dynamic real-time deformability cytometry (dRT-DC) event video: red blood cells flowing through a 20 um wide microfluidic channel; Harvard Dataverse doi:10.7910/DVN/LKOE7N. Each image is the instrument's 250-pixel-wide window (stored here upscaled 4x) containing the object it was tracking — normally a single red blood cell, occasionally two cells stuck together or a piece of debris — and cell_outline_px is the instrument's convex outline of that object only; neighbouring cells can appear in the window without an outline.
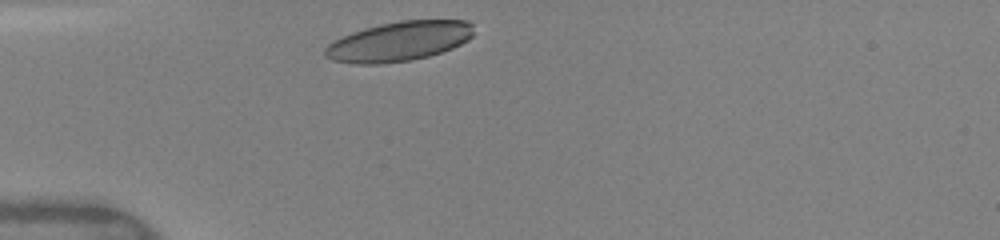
{"species": "human", "species_latin": "Homo sapiens", "temperature_condition": "warm", "stored_images_in_passage": 5, "camera_frame_rate_fps": 3000, "um_per_image_px": 0.085, "donor": {"sex": "female"}, "frame": {"image": 1, "passage_image": 1, "time_ms": 0.0, "image_size_px": [1000, 240], "cell_outline_px": [[472, 36], [468, 40], [452, 48], [428, 56], [412, 60], [380, 64], [356, 64], [332, 60], [324, 56], [324, 48], [328, 44], [352, 32], [364, 28], [380, 24], [400, 20], [468, 20], [472, 24]], "centroid_in_image_um": [33.91, 3.52], "position_along_channel_um": 51.1, "area_um2": 34.28}}
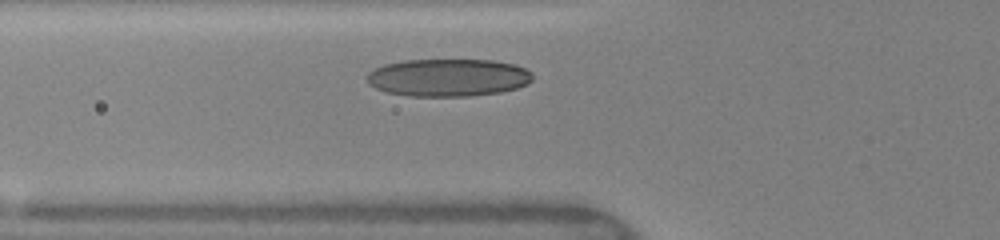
{"frame": {"image": 2, "passage_image": 5, "time_ms": 1.333, "image_size_px": [1000, 240], "cell_outline_px": [[532, 80], [528, 84], [516, 88], [500, 92], [468, 96], [408, 96], [388, 92], [376, 88], [368, 84], [368, 72], [384, 64], [404, 60], [492, 60], [516, 64], [528, 68], [532, 72]], "centroid_in_image_um": [38.13, 6.59], "position_along_channel_um": 87.7, "area_um2": 36.47}}